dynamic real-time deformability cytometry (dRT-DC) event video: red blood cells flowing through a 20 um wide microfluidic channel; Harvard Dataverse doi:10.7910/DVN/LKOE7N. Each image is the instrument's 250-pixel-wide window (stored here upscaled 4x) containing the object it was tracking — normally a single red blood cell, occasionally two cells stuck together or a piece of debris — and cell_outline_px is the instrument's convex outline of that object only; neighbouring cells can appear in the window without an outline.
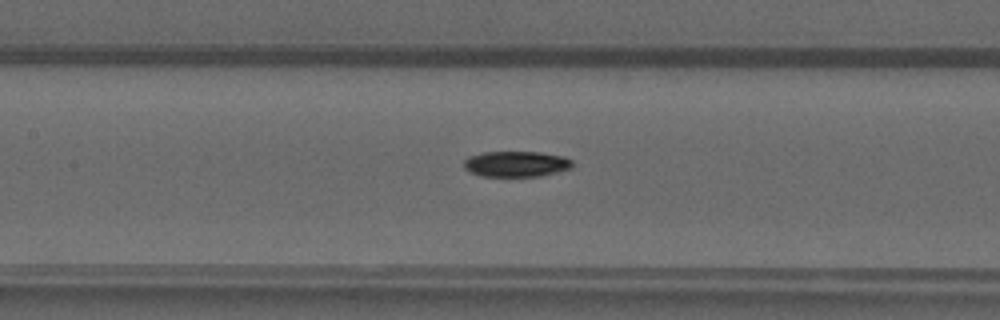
{"species": "common noctule bat (a hibernating species)", "species_latin": "Nyctalus noctula", "temperature_condition": "warm", "stored_images_in_passage": 46, "camera_frame_rate_fps": 3000, "um_per_image_px": 0.085, "animal": {"sex": "male", "forearm_length_mm": 52.5}, "frame": {"image": 1, "passage_image": 20, "time_ms": 6.333, "image_size_px": [1000, 320], "cell_outline_px": [[572, 168], [540, 176], [480, 176], [464, 168], [464, 160], [468, 156], [484, 152], [540, 152], [564, 156], [572, 160]], "centroid_in_image_um": [43.88, 13.93], "position_along_channel_um": 163.5, "area_um2": 16.24}}
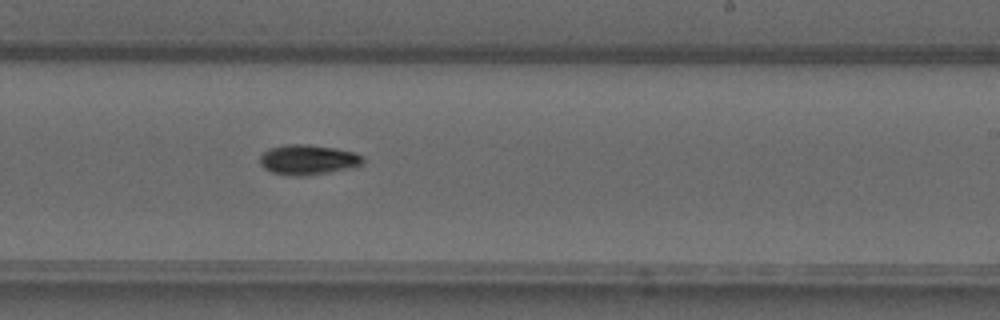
{"frame": {"image": 2, "passage_image": 27, "time_ms": 8.667, "image_size_px": [1000, 320], "cell_outline_px": [[364, 160], [360, 164], [328, 172], [304, 176], [288, 176], [272, 172], [264, 168], [260, 164], [260, 156], [268, 148], [288, 144], [308, 144], [336, 148], [356, 152], [364, 156]], "centroid_in_image_um": [26.14, 13.56], "position_along_channel_um": 262.9, "area_um2": 17.98}}
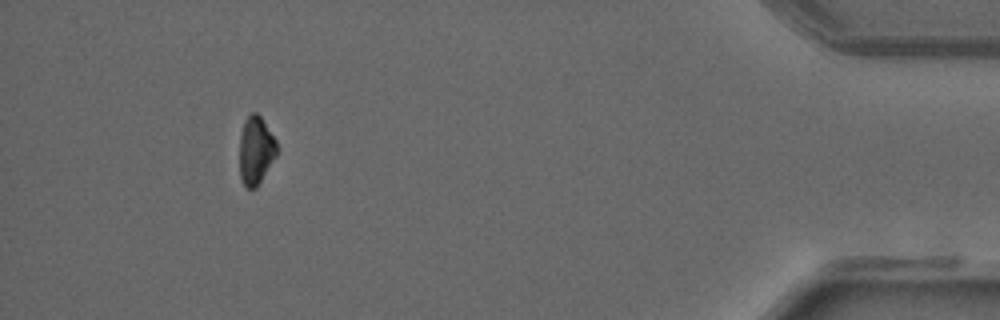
{"frame": {"image": 3, "passage_image": 42, "time_ms": 13.667, "image_size_px": [1000, 320], "cell_outline_px": [[280, 152], [256, 188], [248, 188], [244, 184], [240, 176], [240, 136], [244, 120], [252, 112], [256, 112], [260, 116], [276, 140], [280, 148]], "centroid_in_image_um": [21.78, 12.78], "position_along_channel_um": 413.4, "area_um2": 15.03}}